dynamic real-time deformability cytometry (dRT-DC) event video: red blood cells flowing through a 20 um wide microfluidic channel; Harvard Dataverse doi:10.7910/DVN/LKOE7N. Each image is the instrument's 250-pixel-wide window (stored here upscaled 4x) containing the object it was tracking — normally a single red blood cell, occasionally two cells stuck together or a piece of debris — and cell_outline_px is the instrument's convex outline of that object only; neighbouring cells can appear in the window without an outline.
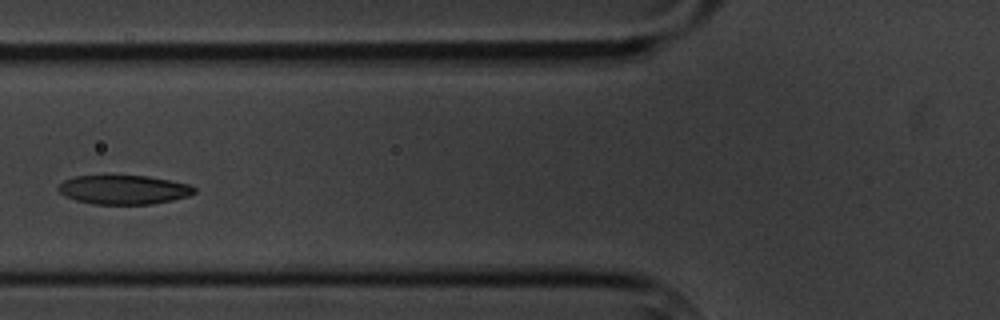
{"species": "common noctule bat (a hibernating species)", "species_latin": "Nyctalus noctula", "temperature_condition": "cold", "stored_images_in_passage": 10, "camera_frame_rate_fps": 3000, "um_per_image_px": 0.085, "animal": {"sex": "male", "body_mass_g": 20.1, "forearm_length_mm": 53.5}, "frame": {"image": 1, "passage_image": 5, "time_ms": 4.667, "image_size_px": [1000, 320], "cell_outline_px": [[196, 192], [188, 196], [172, 200], [152, 204], [92, 204], [76, 200], [64, 196], [56, 188], [64, 180], [72, 176], [148, 176], [172, 180], [192, 184], [196, 188]], "centroid_in_image_um": [10.54, 16.12], "position_along_channel_um": 115.3, "area_um2": 23.24}}
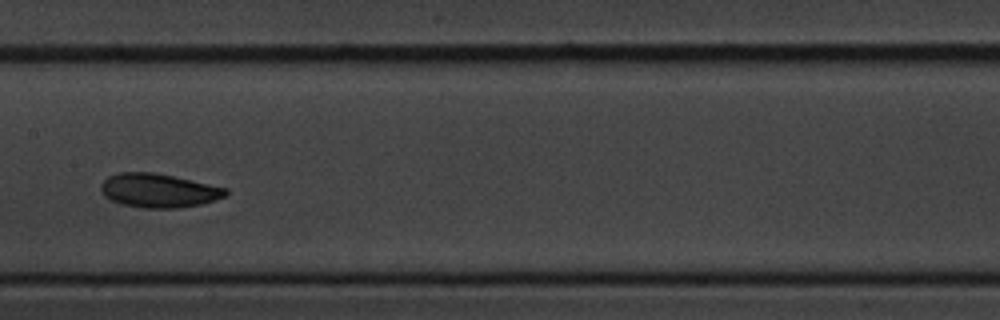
{"frame": {"image": 2, "passage_image": 7, "time_ms": 7.0, "image_size_px": [1000, 320], "cell_outline_px": [[228, 192], [224, 196], [216, 200], [200, 204], [180, 208], [144, 208], [120, 204], [104, 196], [100, 192], [100, 184], [108, 176], [116, 172], [156, 172], [228, 188]], "centroid_in_image_um": [13.45, 16.19], "position_along_channel_um": 193.9, "area_um2": 24.91}}
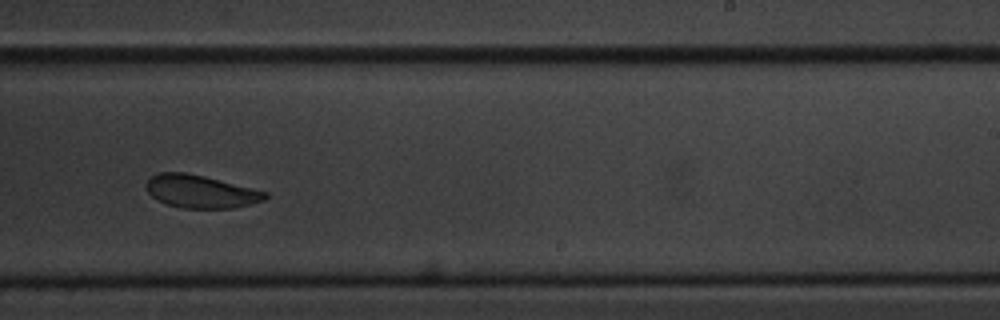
{"frame": {"image": 3, "passage_image": 9, "time_ms": 9.333, "image_size_px": [1000, 320], "cell_outline_px": [[268, 196], [264, 200], [232, 208], [184, 208], [164, 204], [156, 200], [148, 192], [144, 184], [156, 172], [184, 172], [204, 176], [268, 192]], "centroid_in_image_um": [17.0, 16.27], "position_along_channel_um": 272.0, "area_um2": 22.77}}